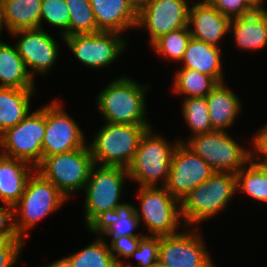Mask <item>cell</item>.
<instances>
[{
	"mask_svg": "<svg viewBox=\"0 0 267 267\" xmlns=\"http://www.w3.org/2000/svg\"><path fill=\"white\" fill-rule=\"evenodd\" d=\"M178 143L179 140L170 144L164 136L156 135L154 129L149 128L141 137L134 158L127 168L129 180L138 183L139 187H164L170 171L171 158Z\"/></svg>",
	"mask_w": 267,
	"mask_h": 267,
	"instance_id": "cell-5",
	"label": "cell"
},
{
	"mask_svg": "<svg viewBox=\"0 0 267 267\" xmlns=\"http://www.w3.org/2000/svg\"><path fill=\"white\" fill-rule=\"evenodd\" d=\"M159 246V236L145 234L141 238L137 249L130 256L136 258V261H138L137 265H132L131 263L126 264L125 262L121 267H154L159 261Z\"/></svg>",
	"mask_w": 267,
	"mask_h": 267,
	"instance_id": "cell-34",
	"label": "cell"
},
{
	"mask_svg": "<svg viewBox=\"0 0 267 267\" xmlns=\"http://www.w3.org/2000/svg\"><path fill=\"white\" fill-rule=\"evenodd\" d=\"M42 0H0L3 21L10 33L18 30L40 29Z\"/></svg>",
	"mask_w": 267,
	"mask_h": 267,
	"instance_id": "cell-26",
	"label": "cell"
},
{
	"mask_svg": "<svg viewBox=\"0 0 267 267\" xmlns=\"http://www.w3.org/2000/svg\"><path fill=\"white\" fill-rule=\"evenodd\" d=\"M220 47L191 38L181 60L180 68H189L224 82Z\"/></svg>",
	"mask_w": 267,
	"mask_h": 267,
	"instance_id": "cell-22",
	"label": "cell"
},
{
	"mask_svg": "<svg viewBox=\"0 0 267 267\" xmlns=\"http://www.w3.org/2000/svg\"><path fill=\"white\" fill-rule=\"evenodd\" d=\"M122 34L100 31L93 34H76L64 37V44L86 67L104 69L113 64L126 50L127 42Z\"/></svg>",
	"mask_w": 267,
	"mask_h": 267,
	"instance_id": "cell-11",
	"label": "cell"
},
{
	"mask_svg": "<svg viewBox=\"0 0 267 267\" xmlns=\"http://www.w3.org/2000/svg\"><path fill=\"white\" fill-rule=\"evenodd\" d=\"M36 170L29 163L0 154V201L14 206L25 191L28 179Z\"/></svg>",
	"mask_w": 267,
	"mask_h": 267,
	"instance_id": "cell-20",
	"label": "cell"
},
{
	"mask_svg": "<svg viewBox=\"0 0 267 267\" xmlns=\"http://www.w3.org/2000/svg\"><path fill=\"white\" fill-rule=\"evenodd\" d=\"M218 11L230 20L252 13L244 0H208Z\"/></svg>",
	"mask_w": 267,
	"mask_h": 267,
	"instance_id": "cell-37",
	"label": "cell"
},
{
	"mask_svg": "<svg viewBox=\"0 0 267 267\" xmlns=\"http://www.w3.org/2000/svg\"><path fill=\"white\" fill-rule=\"evenodd\" d=\"M214 172L198 154L179 142L174 149L164 187L181 202L191 190L204 183Z\"/></svg>",
	"mask_w": 267,
	"mask_h": 267,
	"instance_id": "cell-14",
	"label": "cell"
},
{
	"mask_svg": "<svg viewBox=\"0 0 267 267\" xmlns=\"http://www.w3.org/2000/svg\"><path fill=\"white\" fill-rule=\"evenodd\" d=\"M21 238L16 232L14 224V206H0V241Z\"/></svg>",
	"mask_w": 267,
	"mask_h": 267,
	"instance_id": "cell-38",
	"label": "cell"
},
{
	"mask_svg": "<svg viewBox=\"0 0 267 267\" xmlns=\"http://www.w3.org/2000/svg\"><path fill=\"white\" fill-rule=\"evenodd\" d=\"M139 210L137 217L144 223L149 236H167L178 233L182 222L180 201L174 198L165 187H138ZM182 224V225H181Z\"/></svg>",
	"mask_w": 267,
	"mask_h": 267,
	"instance_id": "cell-7",
	"label": "cell"
},
{
	"mask_svg": "<svg viewBox=\"0 0 267 267\" xmlns=\"http://www.w3.org/2000/svg\"><path fill=\"white\" fill-rule=\"evenodd\" d=\"M61 106L58 99L45 105L46 130L42 159L87 146L82 129Z\"/></svg>",
	"mask_w": 267,
	"mask_h": 267,
	"instance_id": "cell-13",
	"label": "cell"
},
{
	"mask_svg": "<svg viewBox=\"0 0 267 267\" xmlns=\"http://www.w3.org/2000/svg\"><path fill=\"white\" fill-rule=\"evenodd\" d=\"M101 31L123 33L136 28L138 13L128 0H89Z\"/></svg>",
	"mask_w": 267,
	"mask_h": 267,
	"instance_id": "cell-19",
	"label": "cell"
},
{
	"mask_svg": "<svg viewBox=\"0 0 267 267\" xmlns=\"http://www.w3.org/2000/svg\"><path fill=\"white\" fill-rule=\"evenodd\" d=\"M68 200L58 188L34 171L27 181L25 191L14 205V224L19 237H29V230L43 218L57 211Z\"/></svg>",
	"mask_w": 267,
	"mask_h": 267,
	"instance_id": "cell-4",
	"label": "cell"
},
{
	"mask_svg": "<svg viewBox=\"0 0 267 267\" xmlns=\"http://www.w3.org/2000/svg\"><path fill=\"white\" fill-rule=\"evenodd\" d=\"M0 87L36 90L35 80L29 74L15 45L0 43Z\"/></svg>",
	"mask_w": 267,
	"mask_h": 267,
	"instance_id": "cell-24",
	"label": "cell"
},
{
	"mask_svg": "<svg viewBox=\"0 0 267 267\" xmlns=\"http://www.w3.org/2000/svg\"><path fill=\"white\" fill-rule=\"evenodd\" d=\"M236 192V175L231 172L215 171L180 202L185 226L195 227L216 216L227 208Z\"/></svg>",
	"mask_w": 267,
	"mask_h": 267,
	"instance_id": "cell-2",
	"label": "cell"
},
{
	"mask_svg": "<svg viewBox=\"0 0 267 267\" xmlns=\"http://www.w3.org/2000/svg\"><path fill=\"white\" fill-rule=\"evenodd\" d=\"M44 267H71V266L64 258H61L58 259L57 261H54L53 263L51 262V264L44 265Z\"/></svg>",
	"mask_w": 267,
	"mask_h": 267,
	"instance_id": "cell-42",
	"label": "cell"
},
{
	"mask_svg": "<svg viewBox=\"0 0 267 267\" xmlns=\"http://www.w3.org/2000/svg\"><path fill=\"white\" fill-rule=\"evenodd\" d=\"M3 28H6L5 25H4V21H3V13H2V6H1V2H0V33L1 31L3 30ZM1 35V34H0ZM1 37V36H0ZM3 42L1 39H0V43Z\"/></svg>",
	"mask_w": 267,
	"mask_h": 267,
	"instance_id": "cell-43",
	"label": "cell"
},
{
	"mask_svg": "<svg viewBox=\"0 0 267 267\" xmlns=\"http://www.w3.org/2000/svg\"><path fill=\"white\" fill-rule=\"evenodd\" d=\"M149 85H140L130 76H120L104 87L96 97L99 113L113 124L151 125L146 119L145 94Z\"/></svg>",
	"mask_w": 267,
	"mask_h": 267,
	"instance_id": "cell-1",
	"label": "cell"
},
{
	"mask_svg": "<svg viewBox=\"0 0 267 267\" xmlns=\"http://www.w3.org/2000/svg\"><path fill=\"white\" fill-rule=\"evenodd\" d=\"M149 128L153 127L151 125L105 122L88 146L94 164L128 168L141 137Z\"/></svg>",
	"mask_w": 267,
	"mask_h": 267,
	"instance_id": "cell-3",
	"label": "cell"
},
{
	"mask_svg": "<svg viewBox=\"0 0 267 267\" xmlns=\"http://www.w3.org/2000/svg\"><path fill=\"white\" fill-rule=\"evenodd\" d=\"M229 33H233L236 47L253 52L267 45V10L253 11L230 21Z\"/></svg>",
	"mask_w": 267,
	"mask_h": 267,
	"instance_id": "cell-21",
	"label": "cell"
},
{
	"mask_svg": "<svg viewBox=\"0 0 267 267\" xmlns=\"http://www.w3.org/2000/svg\"><path fill=\"white\" fill-rule=\"evenodd\" d=\"M140 226L137 217L136 207L130 203H121L115 209L103 211L98 214L86 228L95 235L105 237L123 236H144L145 234L135 233Z\"/></svg>",
	"mask_w": 267,
	"mask_h": 267,
	"instance_id": "cell-18",
	"label": "cell"
},
{
	"mask_svg": "<svg viewBox=\"0 0 267 267\" xmlns=\"http://www.w3.org/2000/svg\"><path fill=\"white\" fill-rule=\"evenodd\" d=\"M253 11H266L263 4L265 0H244Z\"/></svg>",
	"mask_w": 267,
	"mask_h": 267,
	"instance_id": "cell-40",
	"label": "cell"
},
{
	"mask_svg": "<svg viewBox=\"0 0 267 267\" xmlns=\"http://www.w3.org/2000/svg\"><path fill=\"white\" fill-rule=\"evenodd\" d=\"M151 0H128L133 9L139 13Z\"/></svg>",
	"mask_w": 267,
	"mask_h": 267,
	"instance_id": "cell-41",
	"label": "cell"
},
{
	"mask_svg": "<svg viewBox=\"0 0 267 267\" xmlns=\"http://www.w3.org/2000/svg\"><path fill=\"white\" fill-rule=\"evenodd\" d=\"M142 237L143 236H123L113 237L111 239L109 245L110 252L119 267L124 263L121 258L130 260L131 254L137 249Z\"/></svg>",
	"mask_w": 267,
	"mask_h": 267,
	"instance_id": "cell-35",
	"label": "cell"
},
{
	"mask_svg": "<svg viewBox=\"0 0 267 267\" xmlns=\"http://www.w3.org/2000/svg\"><path fill=\"white\" fill-rule=\"evenodd\" d=\"M191 38L189 27H183L161 36L151 45V48L166 60L181 63Z\"/></svg>",
	"mask_w": 267,
	"mask_h": 267,
	"instance_id": "cell-32",
	"label": "cell"
},
{
	"mask_svg": "<svg viewBox=\"0 0 267 267\" xmlns=\"http://www.w3.org/2000/svg\"><path fill=\"white\" fill-rule=\"evenodd\" d=\"M93 165V157L87 145L69 152L43 157L36 171L52 182L69 199L76 192L84 191Z\"/></svg>",
	"mask_w": 267,
	"mask_h": 267,
	"instance_id": "cell-8",
	"label": "cell"
},
{
	"mask_svg": "<svg viewBox=\"0 0 267 267\" xmlns=\"http://www.w3.org/2000/svg\"><path fill=\"white\" fill-rule=\"evenodd\" d=\"M10 34L19 37L14 45L31 77L35 79L38 73L47 75L58 60L60 48L56 39L43 29L18 30Z\"/></svg>",
	"mask_w": 267,
	"mask_h": 267,
	"instance_id": "cell-16",
	"label": "cell"
},
{
	"mask_svg": "<svg viewBox=\"0 0 267 267\" xmlns=\"http://www.w3.org/2000/svg\"><path fill=\"white\" fill-rule=\"evenodd\" d=\"M35 91L0 87V135L31 112L30 100L35 96Z\"/></svg>",
	"mask_w": 267,
	"mask_h": 267,
	"instance_id": "cell-25",
	"label": "cell"
},
{
	"mask_svg": "<svg viewBox=\"0 0 267 267\" xmlns=\"http://www.w3.org/2000/svg\"><path fill=\"white\" fill-rule=\"evenodd\" d=\"M230 21L208 0H198L192 7L190 5L188 27L192 38L219 47L221 39L229 32Z\"/></svg>",
	"mask_w": 267,
	"mask_h": 267,
	"instance_id": "cell-17",
	"label": "cell"
},
{
	"mask_svg": "<svg viewBox=\"0 0 267 267\" xmlns=\"http://www.w3.org/2000/svg\"><path fill=\"white\" fill-rule=\"evenodd\" d=\"M69 10L68 36L100 32L89 0H65Z\"/></svg>",
	"mask_w": 267,
	"mask_h": 267,
	"instance_id": "cell-31",
	"label": "cell"
},
{
	"mask_svg": "<svg viewBox=\"0 0 267 267\" xmlns=\"http://www.w3.org/2000/svg\"><path fill=\"white\" fill-rule=\"evenodd\" d=\"M26 241L23 238H12L0 241V267H13L19 260Z\"/></svg>",
	"mask_w": 267,
	"mask_h": 267,
	"instance_id": "cell-36",
	"label": "cell"
},
{
	"mask_svg": "<svg viewBox=\"0 0 267 267\" xmlns=\"http://www.w3.org/2000/svg\"><path fill=\"white\" fill-rule=\"evenodd\" d=\"M182 228L185 230L160 237L159 261L171 267H216L198 228Z\"/></svg>",
	"mask_w": 267,
	"mask_h": 267,
	"instance_id": "cell-12",
	"label": "cell"
},
{
	"mask_svg": "<svg viewBox=\"0 0 267 267\" xmlns=\"http://www.w3.org/2000/svg\"><path fill=\"white\" fill-rule=\"evenodd\" d=\"M219 82L211 76L189 68H179L175 73L173 91L185 98L206 97Z\"/></svg>",
	"mask_w": 267,
	"mask_h": 267,
	"instance_id": "cell-28",
	"label": "cell"
},
{
	"mask_svg": "<svg viewBox=\"0 0 267 267\" xmlns=\"http://www.w3.org/2000/svg\"><path fill=\"white\" fill-rule=\"evenodd\" d=\"M226 85V82L219 83L206 96L211 125L215 131H227L232 127L242 109L240 98Z\"/></svg>",
	"mask_w": 267,
	"mask_h": 267,
	"instance_id": "cell-23",
	"label": "cell"
},
{
	"mask_svg": "<svg viewBox=\"0 0 267 267\" xmlns=\"http://www.w3.org/2000/svg\"><path fill=\"white\" fill-rule=\"evenodd\" d=\"M198 154L214 171L236 174L253 157L254 151L247 150L234 140L227 131L190 135L179 140Z\"/></svg>",
	"mask_w": 267,
	"mask_h": 267,
	"instance_id": "cell-6",
	"label": "cell"
},
{
	"mask_svg": "<svg viewBox=\"0 0 267 267\" xmlns=\"http://www.w3.org/2000/svg\"><path fill=\"white\" fill-rule=\"evenodd\" d=\"M154 267H171V266H169V265H166V264H164V263H162V262L158 261V262L155 264V266H154Z\"/></svg>",
	"mask_w": 267,
	"mask_h": 267,
	"instance_id": "cell-44",
	"label": "cell"
},
{
	"mask_svg": "<svg viewBox=\"0 0 267 267\" xmlns=\"http://www.w3.org/2000/svg\"><path fill=\"white\" fill-rule=\"evenodd\" d=\"M105 240L97 235L92 243L64 259L71 267H119Z\"/></svg>",
	"mask_w": 267,
	"mask_h": 267,
	"instance_id": "cell-29",
	"label": "cell"
},
{
	"mask_svg": "<svg viewBox=\"0 0 267 267\" xmlns=\"http://www.w3.org/2000/svg\"><path fill=\"white\" fill-rule=\"evenodd\" d=\"M182 115L191 135L215 131L211 125L206 97L185 98L182 100Z\"/></svg>",
	"mask_w": 267,
	"mask_h": 267,
	"instance_id": "cell-30",
	"label": "cell"
},
{
	"mask_svg": "<svg viewBox=\"0 0 267 267\" xmlns=\"http://www.w3.org/2000/svg\"><path fill=\"white\" fill-rule=\"evenodd\" d=\"M188 0H151L139 13L136 29L148 30L150 46L169 32L188 27Z\"/></svg>",
	"mask_w": 267,
	"mask_h": 267,
	"instance_id": "cell-15",
	"label": "cell"
},
{
	"mask_svg": "<svg viewBox=\"0 0 267 267\" xmlns=\"http://www.w3.org/2000/svg\"><path fill=\"white\" fill-rule=\"evenodd\" d=\"M69 10L65 0H42L40 13V29H44L42 22L60 28L61 38L68 36Z\"/></svg>",
	"mask_w": 267,
	"mask_h": 267,
	"instance_id": "cell-33",
	"label": "cell"
},
{
	"mask_svg": "<svg viewBox=\"0 0 267 267\" xmlns=\"http://www.w3.org/2000/svg\"><path fill=\"white\" fill-rule=\"evenodd\" d=\"M253 157L236 175V188L261 203H267V165Z\"/></svg>",
	"mask_w": 267,
	"mask_h": 267,
	"instance_id": "cell-27",
	"label": "cell"
},
{
	"mask_svg": "<svg viewBox=\"0 0 267 267\" xmlns=\"http://www.w3.org/2000/svg\"><path fill=\"white\" fill-rule=\"evenodd\" d=\"M125 179H130L127 168L94 164L85 184L84 219L86 226L101 212L115 209L123 203Z\"/></svg>",
	"mask_w": 267,
	"mask_h": 267,
	"instance_id": "cell-9",
	"label": "cell"
},
{
	"mask_svg": "<svg viewBox=\"0 0 267 267\" xmlns=\"http://www.w3.org/2000/svg\"><path fill=\"white\" fill-rule=\"evenodd\" d=\"M45 130V106H42L0 135V154L25 161L36 168L42 161Z\"/></svg>",
	"mask_w": 267,
	"mask_h": 267,
	"instance_id": "cell-10",
	"label": "cell"
},
{
	"mask_svg": "<svg viewBox=\"0 0 267 267\" xmlns=\"http://www.w3.org/2000/svg\"><path fill=\"white\" fill-rule=\"evenodd\" d=\"M251 141L253 142L254 158L267 165V126L265 124L258 129Z\"/></svg>",
	"mask_w": 267,
	"mask_h": 267,
	"instance_id": "cell-39",
	"label": "cell"
}]
</instances>
